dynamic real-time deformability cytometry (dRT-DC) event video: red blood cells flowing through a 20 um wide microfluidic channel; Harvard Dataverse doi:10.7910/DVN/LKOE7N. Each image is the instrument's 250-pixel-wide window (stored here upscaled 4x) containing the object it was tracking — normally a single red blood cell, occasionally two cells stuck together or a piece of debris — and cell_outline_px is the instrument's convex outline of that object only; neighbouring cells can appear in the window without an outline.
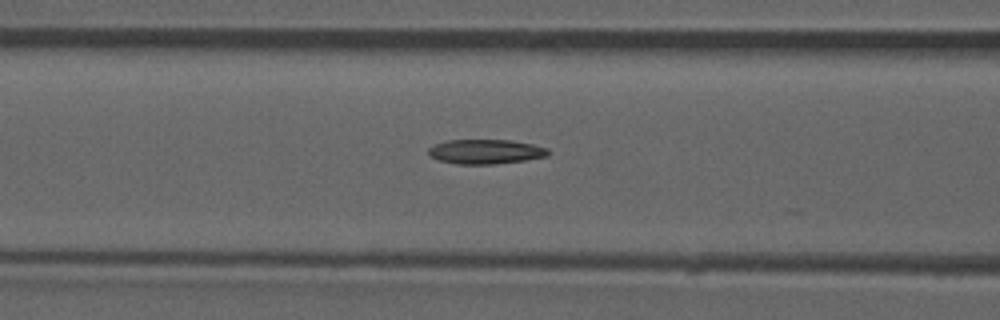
{"species": "common noctule bat (a hibernating species)", "species_latin": "Nyctalus noctula", "temperature_condition": "room temperature", "stored_images_in_passage": 47, "camera_frame_rate_fps": 3000, "um_per_image_px": 0.085, "animal": {"sex": "male", "forearm_length_mm": 52.5}, "frame": {"image": 1, "passage_image": 20, "time_ms": 6.333, "image_size_px": [1000, 320], "cell_outline_px": [[548, 156], [524, 160], [496, 164], [456, 164], [440, 160], [428, 156], [428, 148], [436, 144], [448, 140], [508, 140], [532, 144], [548, 148]], "centroid_in_image_um": [41.26, 12.89], "position_along_channel_um": 125.3, "area_um2": 17.05}}